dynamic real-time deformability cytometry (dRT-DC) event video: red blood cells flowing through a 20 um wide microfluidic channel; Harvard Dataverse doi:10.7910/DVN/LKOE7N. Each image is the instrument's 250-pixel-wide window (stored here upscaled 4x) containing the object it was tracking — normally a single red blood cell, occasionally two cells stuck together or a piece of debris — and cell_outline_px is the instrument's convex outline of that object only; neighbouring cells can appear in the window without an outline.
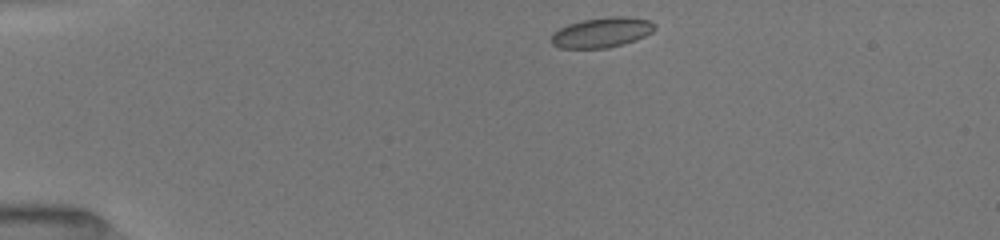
{"species": "common noctule bat (a hibernating species)", "species_latin": "Nyctalus noctula", "temperature_condition": "room temperature", "stored_images_in_passage": 42, "camera_frame_rate_fps": 3000, "um_per_image_px": 0.085, "animal": {"sex": "female", "body_mass_g": 19.5, "forearm_length_mm": 54.1}, "frame": {"image": 1, "passage_image": 1, "time_ms": 0.0, "image_size_px": [1000, 240], "cell_outline_px": [[656, 28], [652, 32], [636, 40], [624, 44], [608, 48], [560, 48], [552, 44], [548, 40], [552, 32], [568, 24], [584, 20], [608, 16], [624, 16], [652, 20], [656, 24]], "centroid_in_image_um": [51.15, 2.76], "position_along_channel_um": 33.9, "area_um2": 18.44}}
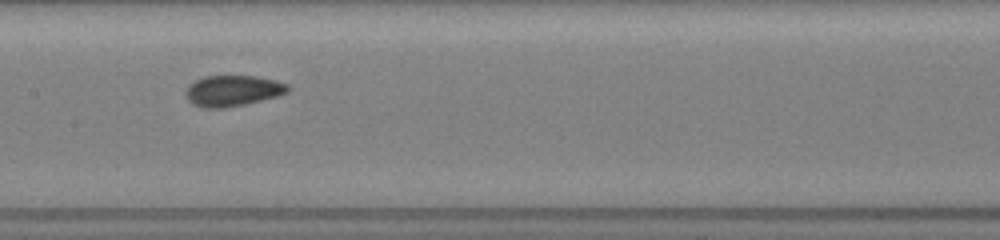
{"frame": {"image": 2, "passage_image": 17, "time_ms": 5.333, "image_size_px": [1000, 240], "cell_outline_px": [[292, 88], [288, 92], [276, 96], [244, 104], [224, 108], [204, 108], [192, 104], [188, 100], [184, 92], [188, 84], [204, 76], [256, 76], [276, 80], [288, 84]], "centroid_in_image_um": [19.77, 7.71], "position_along_channel_um": 187.6, "area_um2": 18.5}}
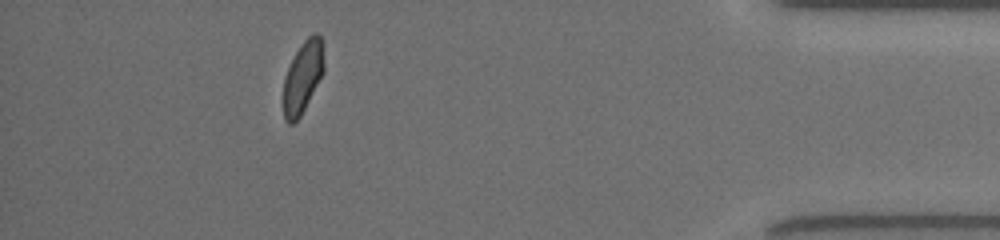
{"frame": {"image": 3, "passage_image": 37, "time_ms": 12.0, "image_size_px": [1000, 240], "cell_outline_px": [[324, 72], [300, 116], [292, 124], [288, 124], [284, 120], [284, 76], [300, 44], [312, 32], [316, 32], [324, 40]], "centroid_in_image_um": [25.77, 6.48], "position_along_channel_um": 409.4, "area_um2": 17.11}, "authors_computed_cell_mechanics": {"area_um2": 17.8024, "velocity_mm_per_s": 4.0148, "shape_relaxation_time_tau1_ms": null, "shape_relaxation_time_tau2_ms": 1.1894, "deformation_change_tau1": null, "deformation_change_tau2": 0.0463}}